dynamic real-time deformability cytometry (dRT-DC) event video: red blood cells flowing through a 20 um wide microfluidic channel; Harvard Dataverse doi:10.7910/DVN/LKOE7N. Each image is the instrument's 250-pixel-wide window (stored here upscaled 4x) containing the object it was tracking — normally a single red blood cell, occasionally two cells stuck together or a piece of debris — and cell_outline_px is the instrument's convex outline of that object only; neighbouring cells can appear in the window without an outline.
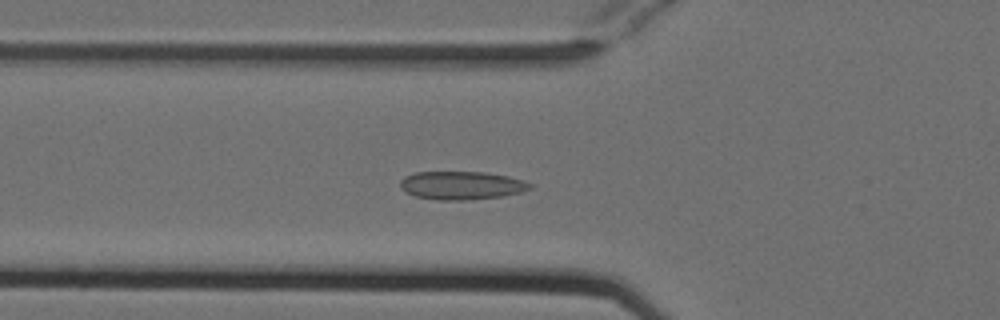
{"species": "Egyptian fruit bat (a non-hibernating species)", "species_latin": "Rousettus aegyptiacus", "temperature_condition": "cold", "stored_images_in_passage": 52, "camera_frame_rate_fps": 3000, "um_per_image_px": 0.085, "animal": {"sex": "female"}, "frame": {"image": 1, "passage_image": 18, "time_ms": 5.667, "image_size_px": [1000, 320], "cell_outline_px": [[532, 188], [520, 192], [504, 196], [464, 200], [440, 200], [416, 196], [404, 192], [400, 188], [400, 180], [404, 176], [416, 172], [484, 172], [508, 176], [524, 180], [532, 184]], "centroid_in_image_um": [39.22, 15.75], "position_along_channel_um": 86.6, "area_um2": 21.44}}
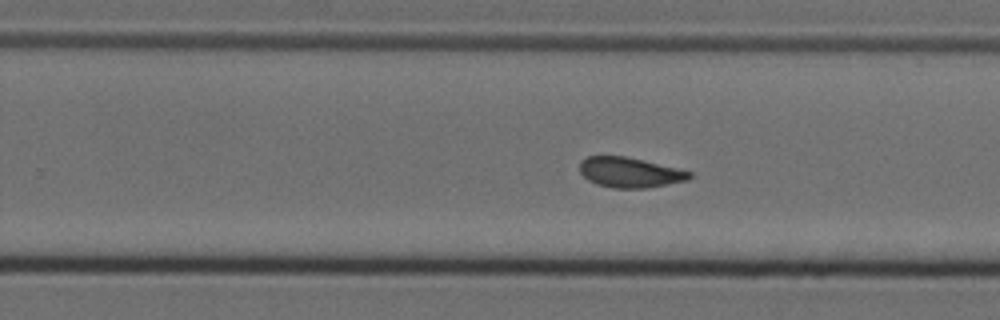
{"frame": {"image": 2, "passage_image": 33, "time_ms": 10.667, "image_size_px": [1000, 320], "cell_outline_px": [[692, 176], [688, 180], [648, 188], [612, 188], [596, 184], [588, 180], [580, 172], [580, 160], [588, 156], [624, 156], [680, 168], [692, 172]], "centroid_in_image_um": [53.55, 14.66], "position_along_channel_um": 276.3, "area_um2": 19.42}}
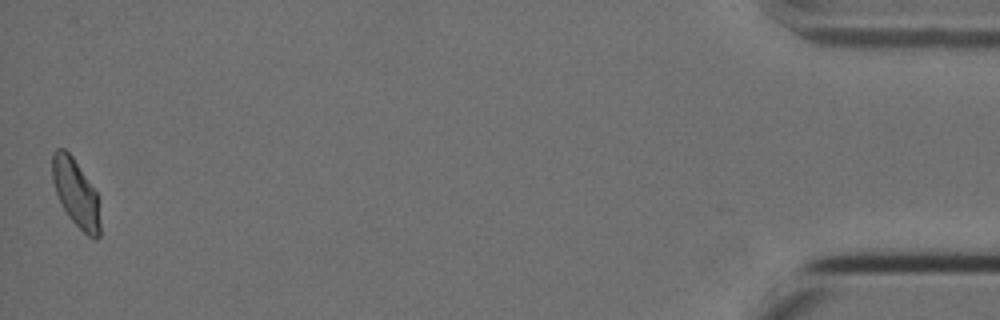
{"frame": {"image": 3, "passage_image": 52, "time_ms": 17.0, "image_size_px": [1000, 320], "cell_outline_px": [[100, 236], [96, 240], [88, 236], [68, 216], [56, 192], [52, 180], [52, 152], [56, 148], [64, 148], [72, 156], [96, 192], [100, 224]], "centroid_in_image_um": [6.43, 16.4], "position_along_channel_um": 428.8, "area_um2": 18.5}, "authors_computed_cell_mechanics": {"area_um2": 19.8254, "velocity_mm_per_s": 3.7795, "shape_relaxation_time_tau1_ms": null, "shape_relaxation_time_tau2_ms": 1.6325, "deformation_change_tau1": null, "deformation_change_tau2": 0.0674}}